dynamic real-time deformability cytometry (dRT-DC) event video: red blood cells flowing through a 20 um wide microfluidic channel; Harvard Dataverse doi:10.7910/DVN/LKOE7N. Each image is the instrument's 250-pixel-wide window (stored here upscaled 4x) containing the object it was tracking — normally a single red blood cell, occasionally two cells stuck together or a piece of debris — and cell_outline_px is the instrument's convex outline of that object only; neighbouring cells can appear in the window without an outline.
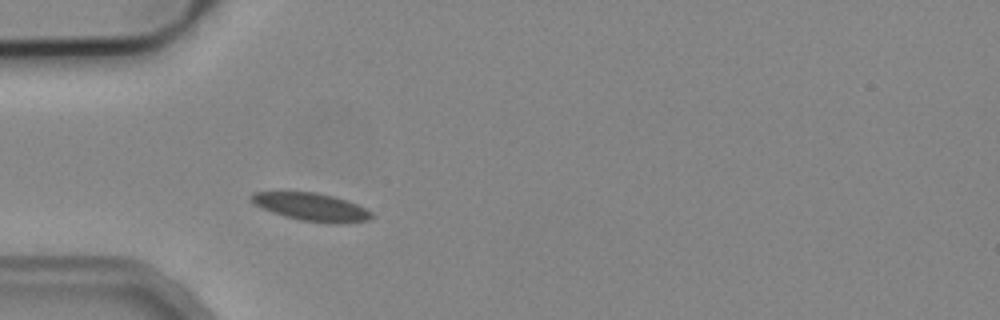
{"species": "common noctule bat (a hibernating species)", "species_latin": "Nyctalus noctula", "temperature_condition": "cold", "stored_images_in_passage": 1, "camera_frame_rate_fps": 3000, "um_per_image_px": 0.085, "animal": {"sex": "male", "body_mass_g": 19.2, "forearm_length_mm": 51.8}, "frame": {"image": 1, "passage_image": 1, "time_ms": 0.0, "image_size_px": [1000, 320], "cell_outline_px": [[372, 216], [368, 220], [344, 224], [332, 224], [300, 220], [284, 216], [272, 212], [256, 204], [248, 196], [256, 192], [312, 192], [332, 196], [356, 204], [372, 212]], "centroid_in_image_um": [26.49, 17.61], "position_along_channel_um": 58.5, "area_um2": 19.25}}